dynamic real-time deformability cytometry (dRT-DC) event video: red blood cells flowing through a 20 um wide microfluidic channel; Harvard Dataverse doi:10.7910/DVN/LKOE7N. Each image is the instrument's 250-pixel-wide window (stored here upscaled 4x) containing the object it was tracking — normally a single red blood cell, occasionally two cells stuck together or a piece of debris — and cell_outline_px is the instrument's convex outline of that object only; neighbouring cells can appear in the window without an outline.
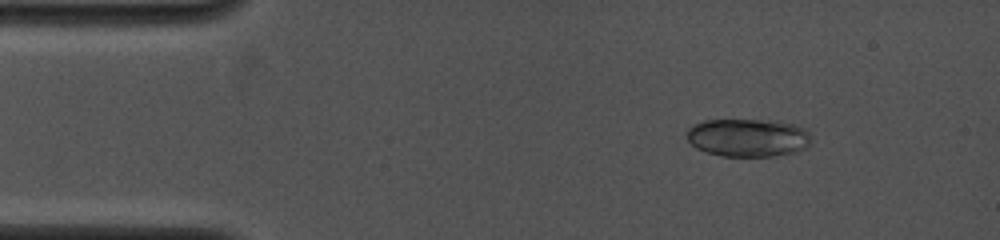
{"species": "common noctule bat (a hibernating species)", "species_latin": "Nyctalus noctula", "temperature_condition": "cold", "stored_images_in_passage": 9, "camera_frame_rate_fps": 4000, "um_per_image_px": 0.085, "animal": {"sex": "female", "body_mass_g": 19.0, "forearm_length_mm": 53.3}, "frame": {"image": 1, "passage_image": 4, "time_ms": 1.5, "image_size_px": [1000, 240], "cell_outline_px": [[808, 144], [804, 148], [796, 152], [772, 156], [724, 156], [704, 152], [696, 148], [688, 140], [684, 132], [692, 124], [704, 120], [760, 120], [792, 124], [804, 128], [808, 132]], "centroid_in_image_um": [63.48, 11.7], "position_along_channel_um": 21.5, "area_um2": 27.46}}